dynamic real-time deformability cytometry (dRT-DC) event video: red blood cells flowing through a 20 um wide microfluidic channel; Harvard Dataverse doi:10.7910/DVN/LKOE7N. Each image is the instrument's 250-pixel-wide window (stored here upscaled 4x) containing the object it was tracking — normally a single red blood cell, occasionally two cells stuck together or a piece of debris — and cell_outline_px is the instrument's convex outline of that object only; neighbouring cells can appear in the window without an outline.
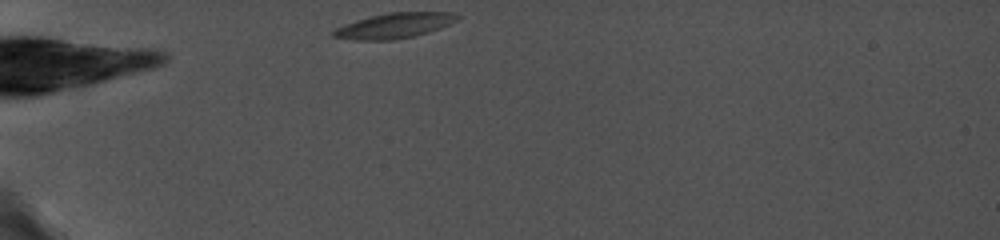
{"species": "common noctule bat (a hibernating species)", "species_latin": "Nyctalus noctula", "temperature_condition": "cold", "stored_images_in_passage": 31, "camera_frame_rate_fps": 5000, "um_per_image_px": 0.085, "animal": {"sex": "female", "body_mass_g": 19.0, "forearm_length_mm": 56.7}, "frame": {"image": 1, "passage_image": 1, "time_ms": 0.0, "image_size_px": [1000, 240], "cell_outline_px": [[460, 16], [456, 20], [440, 28], [428, 32], [396, 40], [352, 40], [332, 36], [332, 32], [336, 28], [344, 24], [356, 20], [388, 12], [452, 12]], "centroid_in_image_um": [33.49, 2.18], "position_along_channel_um": 51.5, "area_um2": 18.09}}
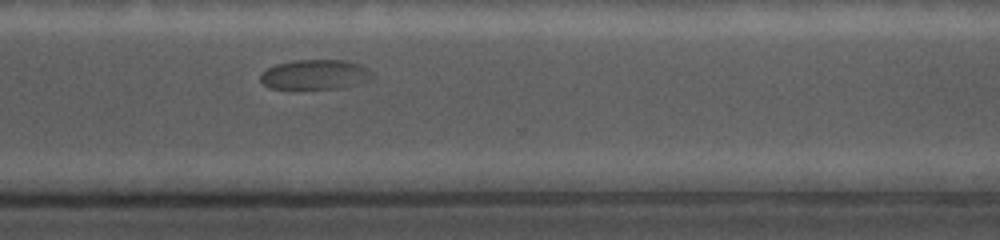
{"frame": {"image": 2, "passage_image": 24, "time_ms": 9.2, "image_size_px": [1000, 240], "cell_outline_px": [[372, 76], [364, 80], [344, 88], [296, 92], [268, 88], [260, 80], [260, 72], [276, 64], [296, 60], [348, 60], [360, 64], [368, 68], [372, 72]], "centroid_in_image_um": [26.69, 6.39], "position_along_channel_um": 343.9, "area_um2": 20.35}}
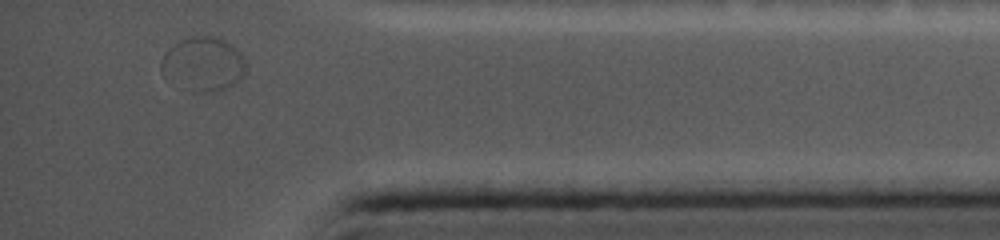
{"frame": {"image": 3, "passage_image": 29, "time_ms": 11.4, "image_size_px": [1000, 240], "cell_outline_px": [[244, 76], [236, 84], [228, 88], [216, 92], [192, 92], [164, 76], [160, 72], [160, 60], [164, 52], [168, 48], [180, 40], [192, 36], [216, 36], [224, 40], [236, 48], [244, 56]], "centroid_in_image_um": [17.26, 5.45], "position_along_channel_um": 417.9, "area_um2": 27.05}}